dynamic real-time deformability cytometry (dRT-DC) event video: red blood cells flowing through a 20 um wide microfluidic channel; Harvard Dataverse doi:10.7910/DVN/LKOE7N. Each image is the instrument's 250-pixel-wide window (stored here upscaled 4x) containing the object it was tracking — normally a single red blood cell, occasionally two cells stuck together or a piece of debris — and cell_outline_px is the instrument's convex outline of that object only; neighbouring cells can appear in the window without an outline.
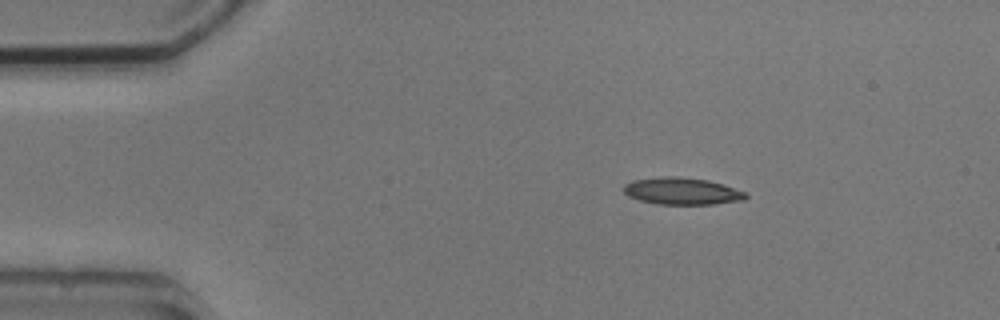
{"species": "common noctule bat (a hibernating species)", "species_latin": "Nyctalus noctula", "temperature_condition": "cold", "stored_images_in_passage": 3, "camera_frame_rate_fps": 3000, "um_per_image_px": 0.085, "animal": {"sex": "male", "body_mass_g": 20.5, "forearm_length_mm": 52.5}, "frame": {"image": 1, "passage_image": 1, "time_ms": 0.0, "image_size_px": [1000, 320], "cell_outline_px": [[748, 196], [744, 200], [712, 204], [656, 204], [640, 200], [628, 196], [624, 192], [624, 184], [632, 180], [660, 176], [680, 176], [708, 180], [744, 192]], "centroid_in_image_um": [57.91, 16.24], "position_along_channel_um": 27.1, "area_um2": 19.13}}
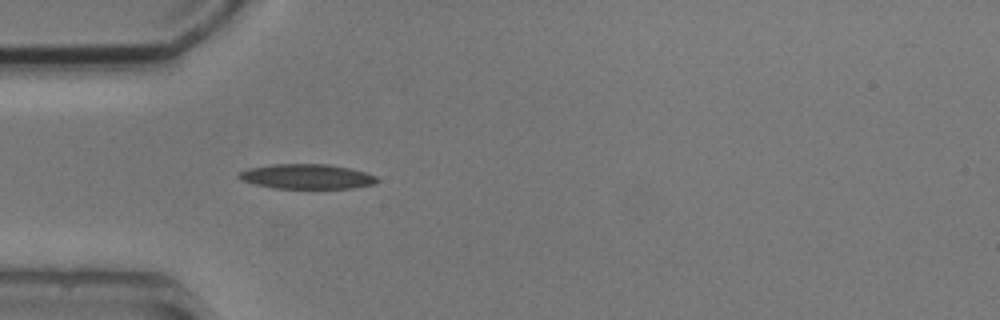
{"frame": {"image": 2, "passage_image": 3, "time_ms": 2.333, "image_size_px": [1000, 320], "cell_outline_px": [[380, 180], [376, 184], [352, 188], [276, 188], [256, 184], [240, 180], [236, 176], [240, 172], [248, 168], [272, 164], [328, 164], [348, 168], [364, 172], [376, 176]], "centroid_in_image_um": [26.08, 15.0], "position_along_channel_um": 58.9, "area_um2": 19.94}}